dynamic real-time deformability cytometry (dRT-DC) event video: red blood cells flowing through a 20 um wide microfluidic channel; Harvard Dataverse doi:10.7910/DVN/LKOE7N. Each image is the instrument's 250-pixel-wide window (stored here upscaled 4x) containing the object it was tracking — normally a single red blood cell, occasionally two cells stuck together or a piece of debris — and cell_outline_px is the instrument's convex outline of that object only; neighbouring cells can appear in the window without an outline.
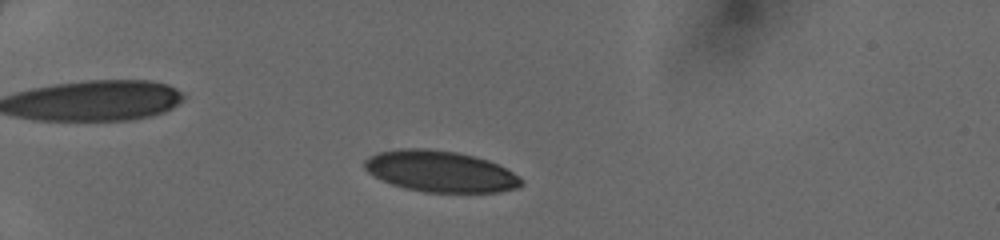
{"species": "human", "species_latin": "Homo sapiens", "temperature_condition": "cold", "stored_images_in_passage": 42, "camera_frame_rate_fps": 3000, "um_per_image_px": 0.085, "donor": {"sex": "female"}, "frame": {"image": 1, "passage_image": 8, "time_ms": 2.333, "image_size_px": [1000, 240], "cell_outline_px": [[524, 184], [520, 188], [500, 192], [424, 192], [404, 188], [380, 180], [368, 172], [364, 168], [364, 160], [368, 156], [376, 152], [400, 148], [424, 148], [456, 152], [488, 160], [512, 172], [524, 180]], "centroid_in_image_um": [37.4, 14.57], "position_along_channel_um": 47.6, "area_um2": 37.86}}
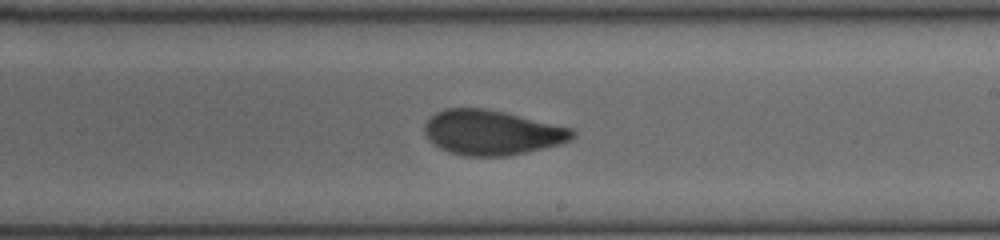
{"frame": {"image": 2, "passage_image": 25, "time_ms": 8.0, "image_size_px": [1000, 240], "cell_outline_px": [[576, 136], [560, 144], [544, 148], [508, 156], [464, 156], [448, 152], [432, 144], [428, 140], [424, 132], [424, 124], [436, 112], [444, 108], [484, 108], [504, 112], [572, 128], [576, 132]], "centroid_in_image_um": [41.78, 11.27], "position_along_channel_um": 247.2, "area_um2": 38.73}}
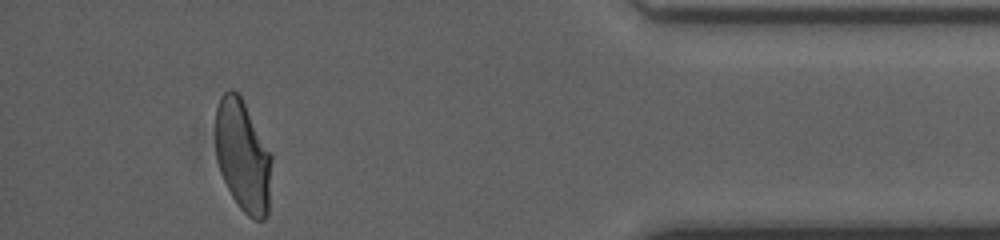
{"frame": {"image": 3, "passage_image": 39, "time_ms": 12.667, "image_size_px": [1000, 240], "cell_outline_px": [[272, 160], [268, 216], [264, 220], [256, 220], [248, 216], [240, 208], [232, 196], [220, 172], [216, 160], [216, 108], [220, 96], [228, 88], [232, 88], [240, 96], [272, 156]], "centroid_in_image_um": [20.64, 13.28], "position_along_channel_um": 414.6, "area_um2": 36.47}}